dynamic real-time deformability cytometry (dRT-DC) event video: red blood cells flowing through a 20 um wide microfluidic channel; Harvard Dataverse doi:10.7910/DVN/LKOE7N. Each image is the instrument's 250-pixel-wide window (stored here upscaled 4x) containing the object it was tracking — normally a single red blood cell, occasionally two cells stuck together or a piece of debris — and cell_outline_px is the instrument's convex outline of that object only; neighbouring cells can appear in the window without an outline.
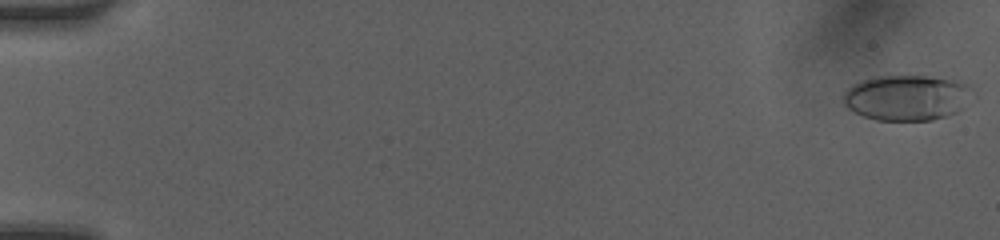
{"species": "human", "species_latin": "Homo sapiens", "temperature_condition": "room temperature", "stored_images_in_passage": 50, "camera_frame_rate_fps": 3000, "um_per_image_px": 0.085, "donor": {"sex": "female"}, "frame": {"image": 1, "passage_image": 1, "time_ms": 0.0, "image_size_px": [1000, 240], "cell_outline_px": [[968, 92], [960, 108], [956, 112], [948, 116], [932, 120], [876, 120], [864, 116], [848, 108], [844, 104], [844, 92], [852, 84], [860, 80], [880, 76], [924, 76], [956, 80], [968, 84]], "centroid_in_image_um": [76.99, 8.3], "position_along_channel_um": 8.0, "area_um2": 33.58}}
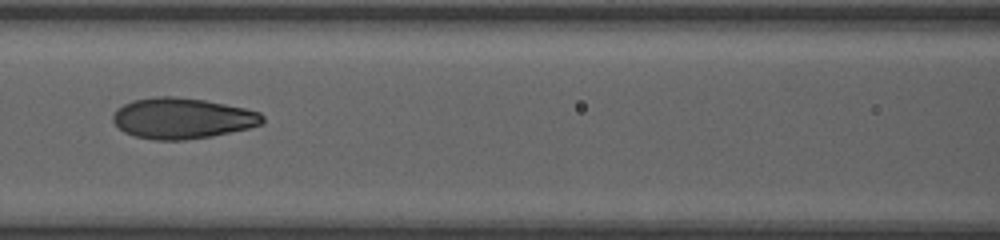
{"frame": {"image": 2, "passage_image": 24, "time_ms": 7.667, "image_size_px": [1000, 240], "cell_outline_px": [[264, 120], [260, 124], [248, 128], [212, 136], [184, 140], [152, 140], [136, 136], [124, 132], [112, 120], [112, 116], [116, 108], [132, 100], [152, 96], [172, 96], [204, 100], [244, 108], [260, 112], [264, 116]], "centroid_in_image_um": [15.46, 10.05], "position_along_channel_um": 151.1, "area_um2": 35.55}}
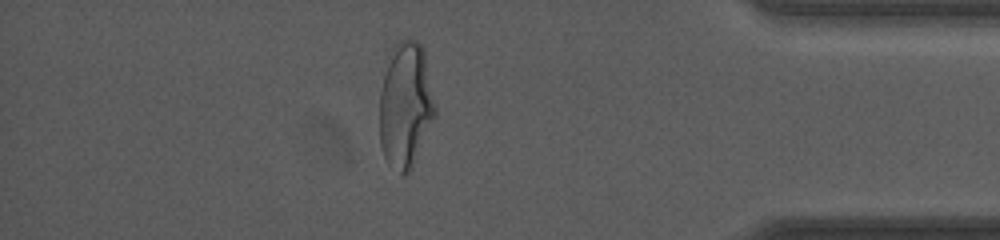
{"frame": {"image": 3, "passage_image": 44, "time_ms": 14.333, "image_size_px": [1000, 240], "cell_outline_px": [[436, 116], [412, 168], [404, 176], [388, 164], [384, 156], [380, 144], [380, 92], [384, 76], [392, 48], [396, 40], [408, 36], [420, 44], [424, 48], [436, 108]], "centroid_in_image_um": [34.49, 8.92], "position_along_channel_um": 400.7, "area_um2": 41.04}, "authors_computed_cell_mechanics": {"area_um2": 34.8823, "velocity_mm_per_s": 4.2005, "shape_relaxation_time_tau1_ms": 4.2482, "shape_relaxation_time_tau2_ms": 1.0652, "deformation_change_tau1": 0.1876, "deformation_change_tau2": 0.0533}}